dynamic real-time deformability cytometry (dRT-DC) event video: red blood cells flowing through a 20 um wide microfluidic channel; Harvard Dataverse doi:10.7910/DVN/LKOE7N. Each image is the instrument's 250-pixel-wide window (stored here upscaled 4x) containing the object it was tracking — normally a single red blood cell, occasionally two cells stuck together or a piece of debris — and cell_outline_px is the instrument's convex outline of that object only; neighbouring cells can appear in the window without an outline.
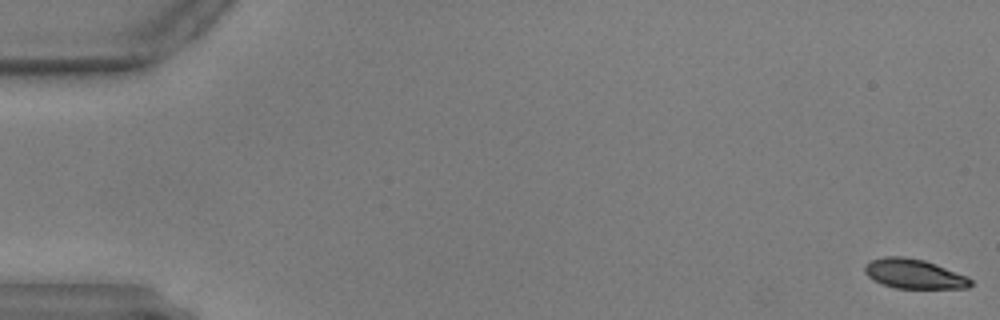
{"species": "common noctule bat (a hibernating species)", "species_latin": "Nyctalus noctula", "temperature_condition": "warm", "stored_images_in_passage": 59, "camera_frame_rate_fps": 3000, "um_per_image_px": 0.085, "animal": {"sex": "male", "body_mass_g": 17.9, "forearm_length_mm": 54.2}, "frame": {"image": 1, "passage_image": 1, "time_ms": 0.0, "image_size_px": [1000, 320], "cell_outline_px": [[972, 284], [968, 288], [896, 288], [880, 284], [872, 280], [864, 272], [864, 264], [872, 260], [884, 256], [904, 256], [924, 260], [936, 264], [968, 276], [972, 280]], "centroid_in_image_um": [77.67, 23.27], "position_along_channel_um": 7.3, "area_um2": 18.44}}
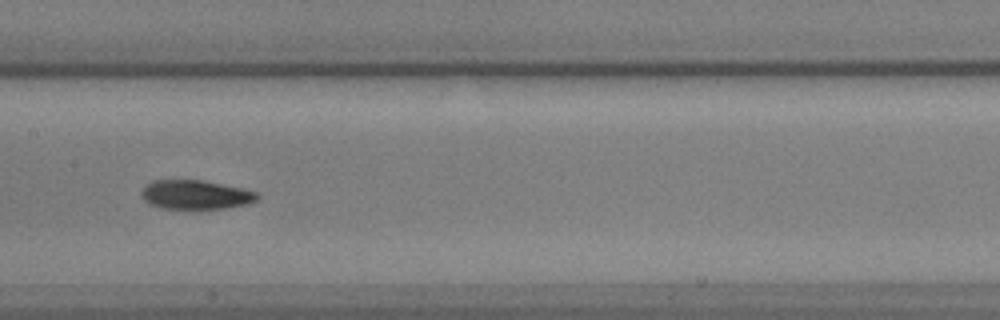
{"frame": {"image": 2, "passage_image": 30, "time_ms": 9.667, "image_size_px": [1000, 320], "cell_outline_px": [[260, 196], [256, 200], [248, 204], [228, 208], [160, 208], [148, 204], [144, 200], [140, 192], [152, 180], [200, 180], [240, 188], [256, 192]], "centroid_in_image_um": [16.6, 16.55], "position_along_channel_um": 190.8, "area_um2": 19.42}}
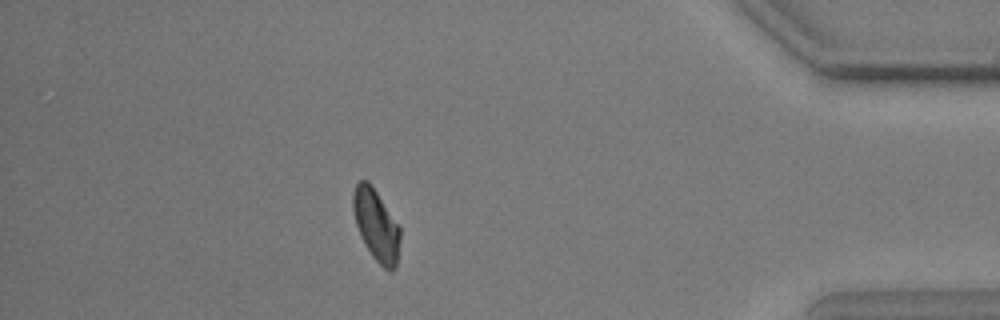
{"frame": {"image": 3, "passage_image": 52, "time_ms": 17.0, "image_size_px": [1000, 320], "cell_outline_px": [[400, 240], [396, 268], [392, 272], [388, 272], [372, 256], [364, 244], [360, 236], [356, 224], [352, 208], [352, 192], [356, 184], [360, 180], [368, 180], [372, 184], [400, 228]], "centroid_in_image_um": [31.96, 19.14], "position_along_channel_um": 403.2, "area_um2": 19.77}}